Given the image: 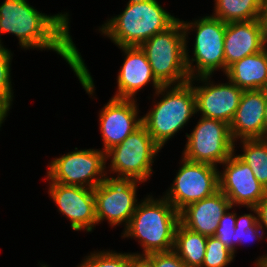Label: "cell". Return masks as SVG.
<instances>
[{
    "label": "cell",
    "mask_w": 267,
    "mask_h": 267,
    "mask_svg": "<svg viewBox=\"0 0 267 267\" xmlns=\"http://www.w3.org/2000/svg\"><path fill=\"white\" fill-rule=\"evenodd\" d=\"M69 23L68 13H40L27 0H4L0 5V35H15L22 49L53 50L69 64L86 93L94 96V80L72 40Z\"/></svg>",
    "instance_id": "obj_1"
},
{
    "label": "cell",
    "mask_w": 267,
    "mask_h": 267,
    "mask_svg": "<svg viewBox=\"0 0 267 267\" xmlns=\"http://www.w3.org/2000/svg\"><path fill=\"white\" fill-rule=\"evenodd\" d=\"M179 212L162 196L148 195L141 200L129 224L122 232L123 238L136 239L143 248L137 256L173 250Z\"/></svg>",
    "instance_id": "obj_2"
},
{
    "label": "cell",
    "mask_w": 267,
    "mask_h": 267,
    "mask_svg": "<svg viewBox=\"0 0 267 267\" xmlns=\"http://www.w3.org/2000/svg\"><path fill=\"white\" fill-rule=\"evenodd\" d=\"M177 19L157 0H129L124 11L104 22L99 31L118 47L140 46Z\"/></svg>",
    "instance_id": "obj_3"
},
{
    "label": "cell",
    "mask_w": 267,
    "mask_h": 267,
    "mask_svg": "<svg viewBox=\"0 0 267 267\" xmlns=\"http://www.w3.org/2000/svg\"><path fill=\"white\" fill-rule=\"evenodd\" d=\"M153 96L161 99L155 100L157 103L154 101L153 108L144 114L142 125L163 148L197 114L196 97L193 84L189 81L180 85L161 86Z\"/></svg>",
    "instance_id": "obj_4"
},
{
    "label": "cell",
    "mask_w": 267,
    "mask_h": 267,
    "mask_svg": "<svg viewBox=\"0 0 267 267\" xmlns=\"http://www.w3.org/2000/svg\"><path fill=\"white\" fill-rule=\"evenodd\" d=\"M140 48L162 86L180 85L190 80L186 67L185 34L179 18L166 30L143 42Z\"/></svg>",
    "instance_id": "obj_5"
},
{
    "label": "cell",
    "mask_w": 267,
    "mask_h": 267,
    "mask_svg": "<svg viewBox=\"0 0 267 267\" xmlns=\"http://www.w3.org/2000/svg\"><path fill=\"white\" fill-rule=\"evenodd\" d=\"M185 34L186 67L191 78L213 75L222 69L225 73L224 36L226 23L211 15L202 16L193 22L181 20ZM195 29V30H194ZM196 33L193 58L189 56L188 34ZM195 62V64H194ZM194 64V65H193Z\"/></svg>",
    "instance_id": "obj_6"
},
{
    "label": "cell",
    "mask_w": 267,
    "mask_h": 267,
    "mask_svg": "<svg viewBox=\"0 0 267 267\" xmlns=\"http://www.w3.org/2000/svg\"><path fill=\"white\" fill-rule=\"evenodd\" d=\"M161 149L147 129L141 125L120 144L106 152V160L110 159L111 163L108 165L110 170L106 172L116 173L117 176L108 177L146 182L152 176V166Z\"/></svg>",
    "instance_id": "obj_7"
},
{
    "label": "cell",
    "mask_w": 267,
    "mask_h": 267,
    "mask_svg": "<svg viewBox=\"0 0 267 267\" xmlns=\"http://www.w3.org/2000/svg\"><path fill=\"white\" fill-rule=\"evenodd\" d=\"M106 153L101 149H80L50 161L46 180L63 185L95 189L105 178Z\"/></svg>",
    "instance_id": "obj_8"
},
{
    "label": "cell",
    "mask_w": 267,
    "mask_h": 267,
    "mask_svg": "<svg viewBox=\"0 0 267 267\" xmlns=\"http://www.w3.org/2000/svg\"><path fill=\"white\" fill-rule=\"evenodd\" d=\"M187 141L182 157L188 161L218 166L226 161L235 150L229 124L218 119L200 116L191 133H186Z\"/></svg>",
    "instance_id": "obj_9"
},
{
    "label": "cell",
    "mask_w": 267,
    "mask_h": 267,
    "mask_svg": "<svg viewBox=\"0 0 267 267\" xmlns=\"http://www.w3.org/2000/svg\"><path fill=\"white\" fill-rule=\"evenodd\" d=\"M181 158V167L163 195L178 212L219 190V170L216 166Z\"/></svg>",
    "instance_id": "obj_10"
},
{
    "label": "cell",
    "mask_w": 267,
    "mask_h": 267,
    "mask_svg": "<svg viewBox=\"0 0 267 267\" xmlns=\"http://www.w3.org/2000/svg\"><path fill=\"white\" fill-rule=\"evenodd\" d=\"M140 181L105 178L95 189L97 224L105 219L109 225L126 228L139 202L137 188Z\"/></svg>",
    "instance_id": "obj_11"
},
{
    "label": "cell",
    "mask_w": 267,
    "mask_h": 267,
    "mask_svg": "<svg viewBox=\"0 0 267 267\" xmlns=\"http://www.w3.org/2000/svg\"><path fill=\"white\" fill-rule=\"evenodd\" d=\"M211 77L212 75L198 76L189 80L193 84L198 115L200 112L201 117L218 119L230 124L239 106L243 90L229 79L227 83L216 84L211 81ZM195 80L202 84L198 86Z\"/></svg>",
    "instance_id": "obj_12"
},
{
    "label": "cell",
    "mask_w": 267,
    "mask_h": 267,
    "mask_svg": "<svg viewBox=\"0 0 267 267\" xmlns=\"http://www.w3.org/2000/svg\"><path fill=\"white\" fill-rule=\"evenodd\" d=\"M221 165L225 168L218 172L219 190L228 198L232 207H255L265 197L267 189L235 151Z\"/></svg>",
    "instance_id": "obj_13"
},
{
    "label": "cell",
    "mask_w": 267,
    "mask_h": 267,
    "mask_svg": "<svg viewBox=\"0 0 267 267\" xmlns=\"http://www.w3.org/2000/svg\"><path fill=\"white\" fill-rule=\"evenodd\" d=\"M48 194L74 231L92 232L97 224L94 189L48 182Z\"/></svg>",
    "instance_id": "obj_14"
},
{
    "label": "cell",
    "mask_w": 267,
    "mask_h": 267,
    "mask_svg": "<svg viewBox=\"0 0 267 267\" xmlns=\"http://www.w3.org/2000/svg\"><path fill=\"white\" fill-rule=\"evenodd\" d=\"M137 99H109L99 112V129L103 141V152H107L120 144L128 135L142 125V117L138 116ZM140 117V118H139Z\"/></svg>",
    "instance_id": "obj_15"
},
{
    "label": "cell",
    "mask_w": 267,
    "mask_h": 267,
    "mask_svg": "<svg viewBox=\"0 0 267 267\" xmlns=\"http://www.w3.org/2000/svg\"><path fill=\"white\" fill-rule=\"evenodd\" d=\"M119 48L125 58L117 76V92L112 97L136 99L135 94L151 82L156 92L162 85L154 77L150 63L140 46Z\"/></svg>",
    "instance_id": "obj_16"
},
{
    "label": "cell",
    "mask_w": 267,
    "mask_h": 267,
    "mask_svg": "<svg viewBox=\"0 0 267 267\" xmlns=\"http://www.w3.org/2000/svg\"><path fill=\"white\" fill-rule=\"evenodd\" d=\"M265 90L243 91L239 106L229 124L234 142L241 139L265 138Z\"/></svg>",
    "instance_id": "obj_17"
},
{
    "label": "cell",
    "mask_w": 267,
    "mask_h": 267,
    "mask_svg": "<svg viewBox=\"0 0 267 267\" xmlns=\"http://www.w3.org/2000/svg\"><path fill=\"white\" fill-rule=\"evenodd\" d=\"M231 207L221 190L194 202L179 212V222L186 228L205 236H214L223 214Z\"/></svg>",
    "instance_id": "obj_18"
},
{
    "label": "cell",
    "mask_w": 267,
    "mask_h": 267,
    "mask_svg": "<svg viewBox=\"0 0 267 267\" xmlns=\"http://www.w3.org/2000/svg\"><path fill=\"white\" fill-rule=\"evenodd\" d=\"M265 46L259 19L226 23L225 73L234 62L264 50Z\"/></svg>",
    "instance_id": "obj_19"
},
{
    "label": "cell",
    "mask_w": 267,
    "mask_h": 267,
    "mask_svg": "<svg viewBox=\"0 0 267 267\" xmlns=\"http://www.w3.org/2000/svg\"><path fill=\"white\" fill-rule=\"evenodd\" d=\"M225 76L243 91L267 89L266 49L234 62Z\"/></svg>",
    "instance_id": "obj_20"
},
{
    "label": "cell",
    "mask_w": 267,
    "mask_h": 267,
    "mask_svg": "<svg viewBox=\"0 0 267 267\" xmlns=\"http://www.w3.org/2000/svg\"><path fill=\"white\" fill-rule=\"evenodd\" d=\"M207 236L192 231L180 222L175 231L173 251L188 267H201L204 261Z\"/></svg>",
    "instance_id": "obj_21"
},
{
    "label": "cell",
    "mask_w": 267,
    "mask_h": 267,
    "mask_svg": "<svg viewBox=\"0 0 267 267\" xmlns=\"http://www.w3.org/2000/svg\"><path fill=\"white\" fill-rule=\"evenodd\" d=\"M211 16L222 22H240L259 19L264 0H214Z\"/></svg>",
    "instance_id": "obj_22"
},
{
    "label": "cell",
    "mask_w": 267,
    "mask_h": 267,
    "mask_svg": "<svg viewBox=\"0 0 267 267\" xmlns=\"http://www.w3.org/2000/svg\"><path fill=\"white\" fill-rule=\"evenodd\" d=\"M240 144L243 154L238 156L252 169L259 183L267 189V138L241 139Z\"/></svg>",
    "instance_id": "obj_23"
},
{
    "label": "cell",
    "mask_w": 267,
    "mask_h": 267,
    "mask_svg": "<svg viewBox=\"0 0 267 267\" xmlns=\"http://www.w3.org/2000/svg\"><path fill=\"white\" fill-rule=\"evenodd\" d=\"M12 52L0 44V128L8 117L13 102V89L11 84Z\"/></svg>",
    "instance_id": "obj_24"
},
{
    "label": "cell",
    "mask_w": 267,
    "mask_h": 267,
    "mask_svg": "<svg viewBox=\"0 0 267 267\" xmlns=\"http://www.w3.org/2000/svg\"><path fill=\"white\" fill-rule=\"evenodd\" d=\"M253 213L242 214L240 216L236 213V227H235V253L237 246L244 245L249 241L256 239H264L263 234H266L258 223L257 211L255 207H248ZM248 241V242H247ZM245 243V244H246Z\"/></svg>",
    "instance_id": "obj_25"
},
{
    "label": "cell",
    "mask_w": 267,
    "mask_h": 267,
    "mask_svg": "<svg viewBox=\"0 0 267 267\" xmlns=\"http://www.w3.org/2000/svg\"><path fill=\"white\" fill-rule=\"evenodd\" d=\"M133 253L116 251H94L81 261L77 267H130Z\"/></svg>",
    "instance_id": "obj_26"
},
{
    "label": "cell",
    "mask_w": 267,
    "mask_h": 267,
    "mask_svg": "<svg viewBox=\"0 0 267 267\" xmlns=\"http://www.w3.org/2000/svg\"><path fill=\"white\" fill-rule=\"evenodd\" d=\"M234 257V254L218 238L208 236L201 267H226L233 262Z\"/></svg>",
    "instance_id": "obj_27"
},
{
    "label": "cell",
    "mask_w": 267,
    "mask_h": 267,
    "mask_svg": "<svg viewBox=\"0 0 267 267\" xmlns=\"http://www.w3.org/2000/svg\"><path fill=\"white\" fill-rule=\"evenodd\" d=\"M232 208L233 207L231 206L223 214L214 236L218 238L235 256L236 213L229 212Z\"/></svg>",
    "instance_id": "obj_28"
},
{
    "label": "cell",
    "mask_w": 267,
    "mask_h": 267,
    "mask_svg": "<svg viewBox=\"0 0 267 267\" xmlns=\"http://www.w3.org/2000/svg\"><path fill=\"white\" fill-rule=\"evenodd\" d=\"M154 267H188L173 251L155 252L145 256Z\"/></svg>",
    "instance_id": "obj_29"
},
{
    "label": "cell",
    "mask_w": 267,
    "mask_h": 267,
    "mask_svg": "<svg viewBox=\"0 0 267 267\" xmlns=\"http://www.w3.org/2000/svg\"><path fill=\"white\" fill-rule=\"evenodd\" d=\"M257 211V220L262 229L267 230V194L265 197L255 206ZM264 226V227H263Z\"/></svg>",
    "instance_id": "obj_30"
},
{
    "label": "cell",
    "mask_w": 267,
    "mask_h": 267,
    "mask_svg": "<svg viewBox=\"0 0 267 267\" xmlns=\"http://www.w3.org/2000/svg\"><path fill=\"white\" fill-rule=\"evenodd\" d=\"M259 21L261 24L263 40L265 45L267 46V0L263 1L259 15Z\"/></svg>",
    "instance_id": "obj_31"
},
{
    "label": "cell",
    "mask_w": 267,
    "mask_h": 267,
    "mask_svg": "<svg viewBox=\"0 0 267 267\" xmlns=\"http://www.w3.org/2000/svg\"><path fill=\"white\" fill-rule=\"evenodd\" d=\"M130 267H154V265L145 256L133 255Z\"/></svg>",
    "instance_id": "obj_32"
},
{
    "label": "cell",
    "mask_w": 267,
    "mask_h": 267,
    "mask_svg": "<svg viewBox=\"0 0 267 267\" xmlns=\"http://www.w3.org/2000/svg\"><path fill=\"white\" fill-rule=\"evenodd\" d=\"M253 263H255L256 267H267V254L259 256Z\"/></svg>",
    "instance_id": "obj_33"
},
{
    "label": "cell",
    "mask_w": 267,
    "mask_h": 267,
    "mask_svg": "<svg viewBox=\"0 0 267 267\" xmlns=\"http://www.w3.org/2000/svg\"><path fill=\"white\" fill-rule=\"evenodd\" d=\"M265 92H266V104H265V117H264V120H265V138H267V89H265Z\"/></svg>",
    "instance_id": "obj_34"
},
{
    "label": "cell",
    "mask_w": 267,
    "mask_h": 267,
    "mask_svg": "<svg viewBox=\"0 0 267 267\" xmlns=\"http://www.w3.org/2000/svg\"><path fill=\"white\" fill-rule=\"evenodd\" d=\"M49 265L42 264L40 267H48Z\"/></svg>",
    "instance_id": "obj_35"
}]
</instances>
